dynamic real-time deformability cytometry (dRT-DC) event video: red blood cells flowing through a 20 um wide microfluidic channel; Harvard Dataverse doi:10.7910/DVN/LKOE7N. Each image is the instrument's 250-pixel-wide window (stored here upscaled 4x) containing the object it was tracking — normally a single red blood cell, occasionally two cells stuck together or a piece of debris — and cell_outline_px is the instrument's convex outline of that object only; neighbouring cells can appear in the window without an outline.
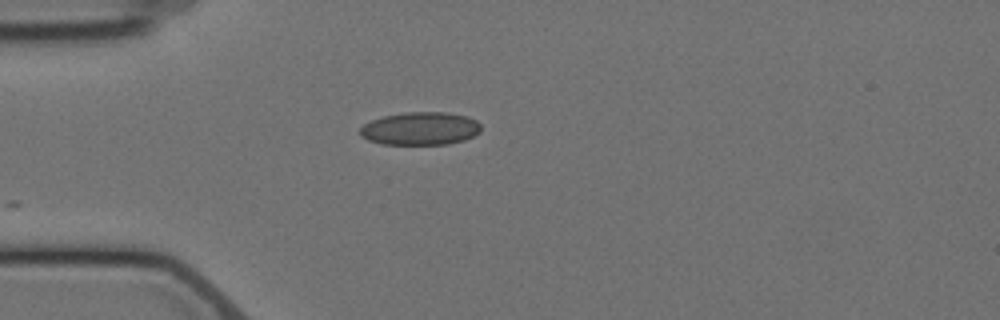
{"species": "Egyptian fruit bat (a non-hibernating species)", "species_latin": "Rousettus aegyptiacus", "temperature_condition": "cold", "stored_images_in_passage": 2, "camera_frame_rate_fps": 3000, "um_per_image_px": 0.085, "animal": {"sex": "female"}, "frame": {"image": 1, "passage_image": 2, "time_ms": 1.0, "image_size_px": [1000, 320], "cell_outline_px": [[480, 132], [464, 140], [448, 144], [380, 144], [368, 140], [360, 136], [360, 128], [364, 124], [372, 120], [384, 116], [404, 112], [444, 112], [468, 116], [476, 120], [480, 124]], "centroid_in_image_um": [35.72, 10.93], "position_along_channel_um": 49.3, "area_um2": 23.29}}